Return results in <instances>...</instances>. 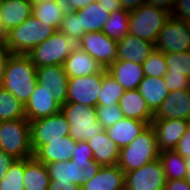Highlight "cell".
Instances as JSON below:
<instances>
[{"mask_svg": "<svg viewBox=\"0 0 190 190\" xmlns=\"http://www.w3.org/2000/svg\"><path fill=\"white\" fill-rule=\"evenodd\" d=\"M50 180L74 183L82 187L102 167L94 160L87 141L77 142L70 160L46 164Z\"/></svg>", "mask_w": 190, "mask_h": 190, "instance_id": "obj_1", "label": "cell"}, {"mask_svg": "<svg viewBox=\"0 0 190 190\" xmlns=\"http://www.w3.org/2000/svg\"><path fill=\"white\" fill-rule=\"evenodd\" d=\"M37 84L36 66L30 58L25 54H11L0 85L25 105Z\"/></svg>", "mask_w": 190, "mask_h": 190, "instance_id": "obj_2", "label": "cell"}, {"mask_svg": "<svg viewBox=\"0 0 190 190\" xmlns=\"http://www.w3.org/2000/svg\"><path fill=\"white\" fill-rule=\"evenodd\" d=\"M160 152L155 131L150 124L128 146L120 149L117 165L124 173H128L159 159Z\"/></svg>", "mask_w": 190, "mask_h": 190, "instance_id": "obj_3", "label": "cell"}, {"mask_svg": "<svg viewBox=\"0 0 190 190\" xmlns=\"http://www.w3.org/2000/svg\"><path fill=\"white\" fill-rule=\"evenodd\" d=\"M57 31L55 27L41 23L39 19L31 15L7 33L4 46L12 54L26 55Z\"/></svg>", "mask_w": 190, "mask_h": 190, "instance_id": "obj_4", "label": "cell"}, {"mask_svg": "<svg viewBox=\"0 0 190 190\" xmlns=\"http://www.w3.org/2000/svg\"><path fill=\"white\" fill-rule=\"evenodd\" d=\"M0 149L16 160L33 157L30 122L27 119L0 121Z\"/></svg>", "mask_w": 190, "mask_h": 190, "instance_id": "obj_5", "label": "cell"}, {"mask_svg": "<svg viewBox=\"0 0 190 190\" xmlns=\"http://www.w3.org/2000/svg\"><path fill=\"white\" fill-rule=\"evenodd\" d=\"M60 111L70 123L69 135L76 142L88 141L105 130L98 121L96 107L65 103Z\"/></svg>", "mask_w": 190, "mask_h": 190, "instance_id": "obj_6", "label": "cell"}, {"mask_svg": "<svg viewBox=\"0 0 190 190\" xmlns=\"http://www.w3.org/2000/svg\"><path fill=\"white\" fill-rule=\"evenodd\" d=\"M170 15L164 9L143 4L129 11V33L155 44Z\"/></svg>", "mask_w": 190, "mask_h": 190, "instance_id": "obj_7", "label": "cell"}, {"mask_svg": "<svg viewBox=\"0 0 190 190\" xmlns=\"http://www.w3.org/2000/svg\"><path fill=\"white\" fill-rule=\"evenodd\" d=\"M77 44L59 30L26 54L38 67L64 65Z\"/></svg>", "mask_w": 190, "mask_h": 190, "instance_id": "obj_8", "label": "cell"}, {"mask_svg": "<svg viewBox=\"0 0 190 190\" xmlns=\"http://www.w3.org/2000/svg\"><path fill=\"white\" fill-rule=\"evenodd\" d=\"M70 133V123L60 111L54 115L30 121L31 147L35 153L49 141L60 140Z\"/></svg>", "mask_w": 190, "mask_h": 190, "instance_id": "obj_9", "label": "cell"}, {"mask_svg": "<svg viewBox=\"0 0 190 190\" xmlns=\"http://www.w3.org/2000/svg\"><path fill=\"white\" fill-rule=\"evenodd\" d=\"M155 49L164 53L190 51V23L170 15L159 32Z\"/></svg>", "mask_w": 190, "mask_h": 190, "instance_id": "obj_10", "label": "cell"}, {"mask_svg": "<svg viewBox=\"0 0 190 190\" xmlns=\"http://www.w3.org/2000/svg\"><path fill=\"white\" fill-rule=\"evenodd\" d=\"M104 74L95 73L69 78L66 103H80L87 107H96Z\"/></svg>", "mask_w": 190, "mask_h": 190, "instance_id": "obj_11", "label": "cell"}, {"mask_svg": "<svg viewBox=\"0 0 190 190\" xmlns=\"http://www.w3.org/2000/svg\"><path fill=\"white\" fill-rule=\"evenodd\" d=\"M166 177L160 159L125 173V190H164Z\"/></svg>", "mask_w": 190, "mask_h": 190, "instance_id": "obj_12", "label": "cell"}, {"mask_svg": "<svg viewBox=\"0 0 190 190\" xmlns=\"http://www.w3.org/2000/svg\"><path fill=\"white\" fill-rule=\"evenodd\" d=\"M77 46L105 69L117 60V41L109 38L102 31L86 33Z\"/></svg>", "mask_w": 190, "mask_h": 190, "instance_id": "obj_13", "label": "cell"}, {"mask_svg": "<svg viewBox=\"0 0 190 190\" xmlns=\"http://www.w3.org/2000/svg\"><path fill=\"white\" fill-rule=\"evenodd\" d=\"M37 82L54 96L61 107L66 103L68 79L63 65H50L36 68Z\"/></svg>", "mask_w": 190, "mask_h": 190, "instance_id": "obj_14", "label": "cell"}, {"mask_svg": "<svg viewBox=\"0 0 190 190\" xmlns=\"http://www.w3.org/2000/svg\"><path fill=\"white\" fill-rule=\"evenodd\" d=\"M189 122L184 119H153L151 126L155 131L159 150L174 149L186 132Z\"/></svg>", "mask_w": 190, "mask_h": 190, "instance_id": "obj_15", "label": "cell"}, {"mask_svg": "<svg viewBox=\"0 0 190 190\" xmlns=\"http://www.w3.org/2000/svg\"><path fill=\"white\" fill-rule=\"evenodd\" d=\"M61 106L54 100L53 94L44 86L36 85L31 97L24 105L25 118L30 122L59 113Z\"/></svg>", "mask_w": 190, "mask_h": 190, "instance_id": "obj_16", "label": "cell"}, {"mask_svg": "<svg viewBox=\"0 0 190 190\" xmlns=\"http://www.w3.org/2000/svg\"><path fill=\"white\" fill-rule=\"evenodd\" d=\"M154 119H184L190 121V94L188 88L169 92L154 113Z\"/></svg>", "mask_w": 190, "mask_h": 190, "instance_id": "obj_17", "label": "cell"}, {"mask_svg": "<svg viewBox=\"0 0 190 190\" xmlns=\"http://www.w3.org/2000/svg\"><path fill=\"white\" fill-rule=\"evenodd\" d=\"M155 50V44L130 33L117 41V59L143 64Z\"/></svg>", "mask_w": 190, "mask_h": 190, "instance_id": "obj_18", "label": "cell"}, {"mask_svg": "<svg viewBox=\"0 0 190 190\" xmlns=\"http://www.w3.org/2000/svg\"><path fill=\"white\" fill-rule=\"evenodd\" d=\"M63 66L69 78L107 72L94 58L78 46L66 58Z\"/></svg>", "mask_w": 190, "mask_h": 190, "instance_id": "obj_19", "label": "cell"}, {"mask_svg": "<svg viewBox=\"0 0 190 190\" xmlns=\"http://www.w3.org/2000/svg\"><path fill=\"white\" fill-rule=\"evenodd\" d=\"M118 104L124 118L145 121L149 125L154 119V113L149 109L138 89L125 90Z\"/></svg>", "mask_w": 190, "mask_h": 190, "instance_id": "obj_20", "label": "cell"}, {"mask_svg": "<svg viewBox=\"0 0 190 190\" xmlns=\"http://www.w3.org/2000/svg\"><path fill=\"white\" fill-rule=\"evenodd\" d=\"M77 142L70 136L60 138V140L49 141V144L42 145L35 153L34 157L46 164L67 161L72 157Z\"/></svg>", "mask_w": 190, "mask_h": 190, "instance_id": "obj_21", "label": "cell"}, {"mask_svg": "<svg viewBox=\"0 0 190 190\" xmlns=\"http://www.w3.org/2000/svg\"><path fill=\"white\" fill-rule=\"evenodd\" d=\"M106 70L125 90L138 89L145 76L141 64L125 60L117 59Z\"/></svg>", "mask_w": 190, "mask_h": 190, "instance_id": "obj_22", "label": "cell"}, {"mask_svg": "<svg viewBox=\"0 0 190 190\" xmlns=\"http://www.w3.org/2000/svg\"><path fill=\"white\" fill-rule=\"evenodd\" d=\"M81 190H125V173L118 165L102 166Z\"/></svg>", "mask_w": 190, "mask_h": 190, "instance_id": "obj_23", "label": "cell"}, {"mask_svg": "<svg viewBox=\"0 0 190 190\" xmlns=\"http://www.w3.org/2000/svg\"><path fill=\"white\" fill-rule=\"evenodd\" d=\"M149 124L130 118H123L113 126L105 129L110 140L121 149L128 146Z\"/></svg>", "mask_w": 190, "mask_h": 190, "instance_id": "obj_24", "label": "cell"}, {"mask_svg": "<svg viewBox=\"0 0 190 190\" xmlns=\"http://www.w3.org/2000/svg\"><path fill=\"white\" fill-rule=\"evenodd\" d=\"M31 15L32 3L29 0H3L0 20L6 33L22 24Z\"/></svg>", "mask_w": 190, "mask_h": 190, "instance_id": "obj_25", "label": "cell"}, {"mask_svg": "<svg viewBox=\"0 0 190 190\" xmlns=\"http://www.w3.org/2000/svg\"><path fill=\"white\" fill-rule=\"evenodd\" d=\"M87 143L98 164L101 166L117 165L120 148L110 140L105 130L88 140Z\"/></svg>", "mask_w": 190, "mask_h": 190, "instance_id": "obj_26", "label": "cell"}, {"mask_svg": "<svg viewBox=\"0 0 190 190\" xmlns=\"http://www.w3.org/2000/svg\"><path fill=\"white\" fill-rule=\"evenodd\" d=\"M75 12L81 23V38L86 33L101 32L110 16V13L97 1Z\"/></svg>", "mask_w": 190, "mask_h": 190, "instance_id": "obj_27", "label": "cell"}, {"mask_svg": "<svg viewBox=\"0 0 190 190\" xmlns=\"http://www.w3.org/2000/svg\"><path fill=\"white\" fill-rule=\"evenodd\" d=\"M24 190H48L50 177L47 167L34 156L24 159Z\"/></svg>", "mask_w": 190, "mask_h": 190, "instance_id": "obj_28", "label": "cell"}, {"mask_svg": "<svg viewBox=\"0 0 190 190\" xmlns=\"http://www.w3.org/2000/svg\"><path fill=\"white\" fill-rule=\"evenodd\" d=\"M138 91L147 102L149 109L155 113L164 99L168 96L169 91L165 85L164 77L144 76L138 86Z\"/></svg>", "mask_w": 190, "mask_h": 190, "instance_id": "obj_29", "label": "cell"}, {"mask_svg": "<svg viewBox=\"0 0 190 190\" xmlns=\"http://www.w3.org/2000/svg\"><path fill=\"white\" fill-rule=\"evenodd\" d=\"M159 159L163 165L166 180L184 179L186 175V159L174 149L160 152Z\"/></svg>", "mask_w": 190, "mask_h": 190, "instance_id": "obj_30", "label": "cell"}, {"mask_svg": "<svg viewBox=\"0 0 190 190\" xmlns=\"http://www.w3.org/2000/svg\"><path fill=\"white\" fill-rule=\"evenodd\" d=\"M102 32L109 38L119 41L129 33V11L119 9L110 13Z\"/></svg>", "mask_w": 190, "mask_h": 190, "instance_id": "obj_31", "label": "cell"}, {"mask_svg": "<svg viewBox=\"0 0 190 190\" xmlns=\"http://www.w3.org/2000/svg\"><path fill=\"white\" fill-rule=\"evenodd\" d=\"M26 119L24 105L0 85V121Z\"/></svg>", "mask_w": 190, "mask_h": 190, "instance_id": "obj_32", "label": "cell"}, {"mask_svg": "<svg viewBox=\"0 0 190 190\" xmlns=\"http://www.w3.org/2000/svg\"><path fill=\"white\" fill-rule=\"evenodd\" d=\"M32 15L39 19L41 23L53 26L57 30H59L64 17L55 0L32 4Z\"/></svg>", "mask_w": 190, "mask_h": 190, "instance_id": "obj_33", "label": "cell"}, {"mask_svg": "<svg viewBox=\"0 0 190 190\" xmlns=\"http://www.w3.org/2000/svg\"><path fill=\"white\" fill-rule=\"evenodd\" d=\"M125 89L107 72L102 77V87L98 96V105L113 106L119 103Z\"/></svg>", "mask_w": 190, "mask_h": 190, "instance_id": "obj_34", "label": "cell"}, {"mask_svg": "<svg viewBox=\"0 0 190 190\" xmlns=\"http://www.w3.org/2000/svg\"><path fill=\"white\" fill-rule=\"evenodd\" d=\"M167 65L166 74H184L190 78V51L164 53Z\"/></svg>", "mask_w": 190, "mask_h": 190, "instance_id": "obj_35", "label": "cell"}, {"mask_svg": "<svg viewBox=\"0 0 190 190\" xmlns=\"http://www.w3.org/2000/svg\"><path fill=\"white\" fill-rule=\"evenodd\" d=\"M24 159L16 160L5 178L0 181V190H24Z\"/></svg>", "mask_w": 190, "mask_h": 190, "instance_id": "obj_36", "label": "cell"}, {"mask_svg": "<svg viewBox=\"0 0 190 190\" xmlns=\"http://www.w3.org/2000/svg\"><path fill=\"white\" fill-rule=\"evenodd\" d=\"M144 75L148 77H164L167 72V65L164 52L155 49L142 64Z\"/></svg>", "mask_w": 190, "mask_h": 190, "instance_id": "obj_37", "label": "cell"}, {"mask_svg": "<svg viewBox=\"0 0 190 190\" xmlns=\"http://www.w3.org/2000/svg\"><path fill=\"white\" fill-rule=\"evenodd\" d=\"M59 31L73 40L76 44L81 40V23L75 11L63 17Z\"/></svg>", "mask_w": 190, "mask_h": 190, "instance_id": "obj_38", "label": "cell"}, {"mask_svg": "<svg viewBox=\"0 0 190 190\" xmlns=\"http://www.w3.org/2000/svg\"><path fill=\"white\" fill-rule=\"evenodd\" d=\"M98 121L106 129L116 124L119 120L123 119V113L119 107V104L113 106L97 105Z\"/></svg>", "mask_w": 190, "mask_h": 190, "instance_id": "obj_39", "label": "cell"}, {"mask_svg": "<svg viewBox=\"0 0 190 190\" xmlns=\"http://www.w3.org/2000/svg\"><path fill=\"white\" fill-rule=\"evenodd\" d=\"M164 81L169 92L187 89L190 84V78L184 74H165Z\"/></svg>", "mask_w": 190, "mask_h": 190, "instance_id": "obj_40", "label": "cell"}, {"mask_svg": "<svg viewBox=\"0 0 190 190\" xmlns=\"http://www.w3.org/2000/svg\"><path fill=\"white\" fill-rule=\"evenodd\" d=\"M96 0H55L56 5L63 15H69L73 11L80 10Z\"/></svg>", "mask_w": 190, "mask_h": 190, "instance_id": "obj_41", "label": "cell"}, {"mask_svg": "<svg viewBox=\"0 0 190 190\" xmlns=\"http://www.w3.org/2000/svg\"><path fill=\"white\" fill-rule=\"evenodd\" d=\"M171 15L190 23V0H176Z\"/></svg>", "mask_w": 190, "mask_h": 190, "instance_id": "obj_42", "label": "cell"}, {"mask_svg": "<svg viewBox=\"0 0 190 190\" xmlns=\"http://www.w3.org/2000/svg\"><path fill=\"white\" fill-rule=\"evenodd\" d=\"M174 150L181 154L185 159L190 158V122L187 126L186 132L180 139Z\"/></svg>", "mask_w": 190, "mask_h": 190, "instance_id": "obj_43", "label": "cell"}, {"mask_svg": "<svg viewBox=\"0 0 190 190\" xmlns=\"http://www.w3.org/2000/svg\"><path fill=\"white\" fill-rule=\"evenodd\" d=\"M16 161L15 158L0 149V181H2L8 173L11 165Z\"/></svg>", "mask_w": 190, "mask_h": 190, "instance_id": "obj_44", "label": "cell"}, {"mask_svg": "<svg viewBox=\"0 0 190 190\" xmlns=\"http://www.w3.org/2000/svg\"><path fill=\"white\" fill-rule=\"evenodd\" d=\"M164 190H190V184L185 179L166 180Z\"/></svg>", "mask_w": 190, "mask_h": 190, "instance_id": "obj_45", "label": "cell"}, {"mask_svg": "<svg viewBox=\"0 0 190 190\" xmlns=\"http://www.w3.org/2000/svg\"><path fill=\"white\" fill-rule=\"evenodd\" d=\"M176 0H145V4L166 10L170 14L173 11Z\"/></svg>", "mask_w": 190, "mask_h": 190, "instance_id": "obj_46", "label": "cell"}, {"mask_svg": "<svg viewBox=\"0 0 190 190\" xmlns=\"http://www.w3.org/2000/svg\"><path fill=\"white\" fill-rule=\"evenodd\" d=\"M48 190H81V187L74 183L57 182V180H50Z\"/></svg>", "mask_w": 190, "mask_h": 190, "instance_id": "obj_47", "label": "cell"}, {"mask_svg": "<svg viewBox=\"0 0 190 190\" xmlns=\"http://www.w3.org/2000/svg\"><path fill=\"white\" fill-rule=\"evenodd\" d=\"M11 54L12 53L4 46V44H0V83L5 72L7 60Z\"/></svg>", "mask_w": 190, "mask_h": 190, "instance_id": "obj_48", "label": "cell"}, {"mask_svg": "<svg viewBox=\"0 0 190 190\" xmlns=\"http://www.w3.org/2000/svg\"><path fill=\"white\" fill-rule=\"evenodd\" d=\"M99 5H102L106 11L112 13L115 10L122 9L120 0H96Z\"/></svg>", "mask_w": 190, "mask_h": 190, "instance_id": "obj_49", "label": "cell"}, {"mask_svg": "<svg viewBox=\"0 0 190 190\" xmlns=\"http://www.w3.org/2000/svg\"><path fill=\"white\" fill-rule=\"evenodd\" d=\"M122 9L132 11L145 4V0H120Z\"/></svg>", "mask_w": 190, "mask_h": 190, "instance_id": "obj_50", "label": "cell"}, {"mask_svg": "<svg viewBox=\"0 0 190 190\" xmlns=\"http://www.w3.org/2000/svg\"><path fill=\"white\" fill-rule=\"evenodd\" d=\"M6 36H7V33L5 32L0 20V44H4L6 40Z\"/></svg>", "mask_w": 190, "mask_h": 190, "instance_id": "obj_51", "label": "cell"}, {"mask_svg": "<svg viewBox=\"0 0 190 190\" xmlns=\"http://www.w3.org/2000/svg\"><path fill=\"white\" fill-rule=\"evenodd\" d=\"M186 175L185 180L190 184V158L186 159Z\"/></svg>", "mask_w": 190, "mask_h": 190, "instance_id": "obj_52", "label": "cell"}, {"mask_svg": "<svg viewBox=\"0 0 190 190\" xmlns=\"http://www.w3.org/2000/svg\"><path fill=\"white\" fill-rule=\"evenodd\" d=\"M32 4H37V3H42V2H47L50 0H29Z\"/></svg>", "mask_w": 190, "mask_h": 190, "instance_id": "obj_53", "label": "cell"}, {"mask_svg": "<svg viewBox=\"0 0 190 190\" xmlns=\"http://www.w3.org/2000/svg\"><path fill=\"white\" fill-rule=\"evenodd\" d=\"M2 3H3V0H0V9H1Z\"/></svg>", "mask_w": 190, "mask_h": 190, "instance_id": "obj_54", "label": "cell"}]
</instances>
